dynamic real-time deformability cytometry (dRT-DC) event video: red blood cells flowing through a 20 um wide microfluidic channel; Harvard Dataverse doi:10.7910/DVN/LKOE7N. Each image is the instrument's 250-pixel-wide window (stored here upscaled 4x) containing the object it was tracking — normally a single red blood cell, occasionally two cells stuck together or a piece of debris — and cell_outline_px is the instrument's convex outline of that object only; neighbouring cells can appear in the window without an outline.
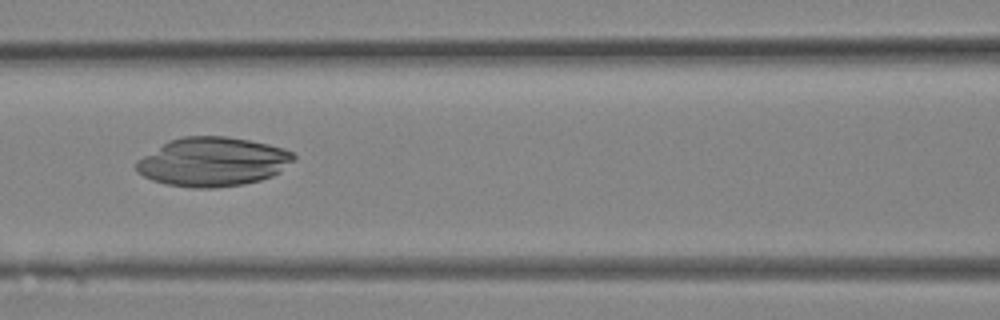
{"species": "Egyptian fruit bat (a non-hibernating species)", "species_latin": "Rousettus aegyptiacus", "temperature_condition": "room temperature", "stored_images_in_passage": 18, "camera_frame_rate_fps": 3000, "um_per_image_px": 0.085, "animal": {"sex": "female"}, "frame": {"image": 1, "passage_image": 13, "time_ms": 4.0, "image_size_px": [1000, 320], "cell_outline_px": [[296, 160], [280, 172], [272, 176], [260, 180], [244, 184], [216, 188], [192, 188], [164, 184], [152, 180], [136, 172], [136, 160], [168, 140], [184, 136], [224, 136], [248, 140], [268, 144], [284, 148], [292, 152], [296, 156]], "centroid_in_image_um": [18.08, 13.76], "position_along_channel_um": 148.5, "area_um2": 45.32}}
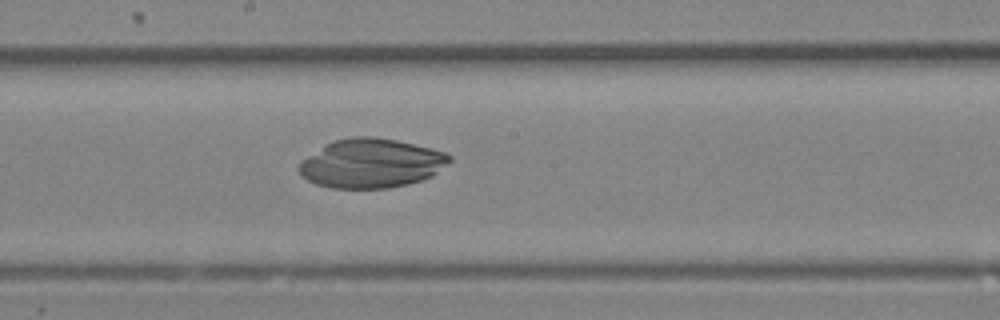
{"frame": {"image": 2, "passage_image": 16, "time_ms": 5.0, "image_size_px": [1000, 320], "cell_outline_px": [[452, 160], [432, 176], [408, 184], [388, 188], [332, 188], [316, 184], [300, 176], [296, 168], [300, 160], [324, 144], [336, 140], [352, 136], [376, 136], [396, 140], [432, 148], [448, 152], [452, 156]], "centroid_in_image_um": [31.52, 13.87], "position_along_channel_um": 216.7, "area_um2": 43.58}}
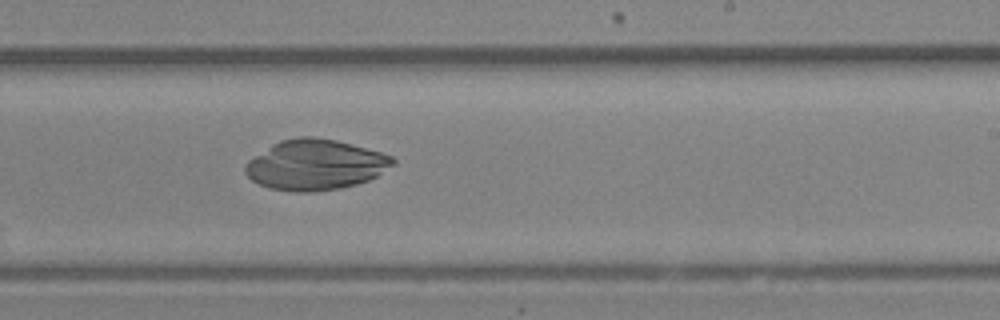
{"frame": {"image": 3, "passage_image": 18, "time_ms": 5.667, "image_size_px": [1000, 320], "cell_outline_px": [[396, 164], [376, 176], [368, 180], [356, 184], [340, 188], [312, 192], [296, 192], [272, 188], [260, 184], [252, 180], [244, 172], [244, 164], [248, 160], [272, 144], [280, 140], [296, 136], [312, 136], [336, 140], [352, 144], [380, 152], [392, 156], [396, 160]], "centroid_in_image_um": [26.8, 13.99], "position_along_channel_um": 262.2, "area_um2": 43.41}}